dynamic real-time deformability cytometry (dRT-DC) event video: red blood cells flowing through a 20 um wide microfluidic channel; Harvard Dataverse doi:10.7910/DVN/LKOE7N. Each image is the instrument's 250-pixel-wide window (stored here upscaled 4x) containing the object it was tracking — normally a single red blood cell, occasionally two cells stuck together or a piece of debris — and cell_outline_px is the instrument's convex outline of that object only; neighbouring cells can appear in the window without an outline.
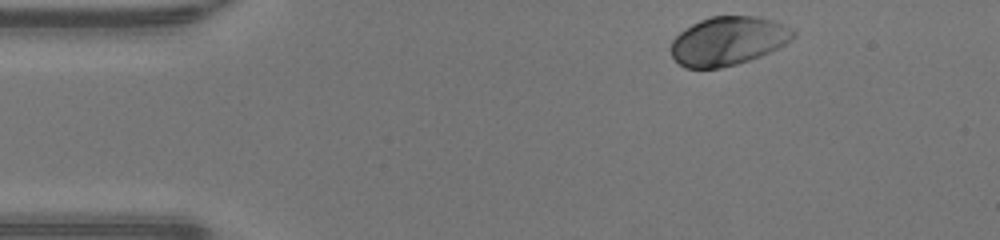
{"species": "human", "species_latin": "Homo sapiens", "temperature_condition": "warm", "stored_images_in_passage": 42, "camera_frame_rate_fps": 3000, "um_per_image_px": 0.085, "donor": {"sex": "male"}, "frame": {"image": 1, "passage_image": 1, "time_ms": 0.0, "image_size_px": [1000, 240], "cell_outline_px": [[796, 36], [784, 44], [760, 56], [736, 64], [720, 68], [684, 68], [672, 56], [668, 48], [672, 40], [680, 32], [692, 24], [700, 20], [712, 16], [756, 16], [772, 20], [784, 24], [792, 28], [796, 32]], "centroid_in_image_um": [61.86, 3.48], "position_along_channel_um": 23.1, "area_um2": 34.68}}
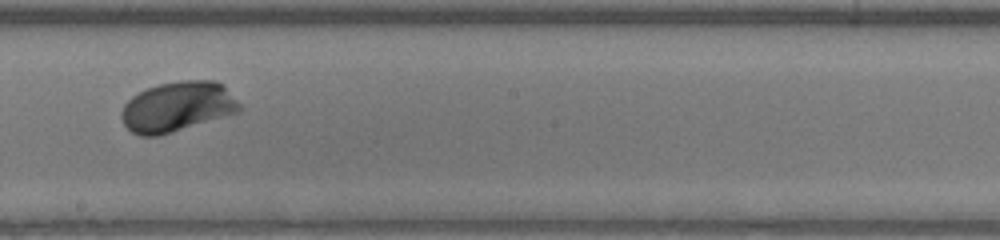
{"frame": {"image": 2, "passage_image": 21, "time_ms": 6.667, "image_size_px": [1000, 240], "cell_outline_px": [[244, 108], [240, 112], [172, 132], [156, 136], [140, 136], [132, 132], [124, 124], [120, 116], [120, 112], [124, 104], [132, 96], [148, 88], [160, 84], [180, 80], [216, 80], [224, 84]], "centroid_in_image_um": [15.12, 9.06], "position_along_channel_um": 233.1, "area_um2": 34.68}}
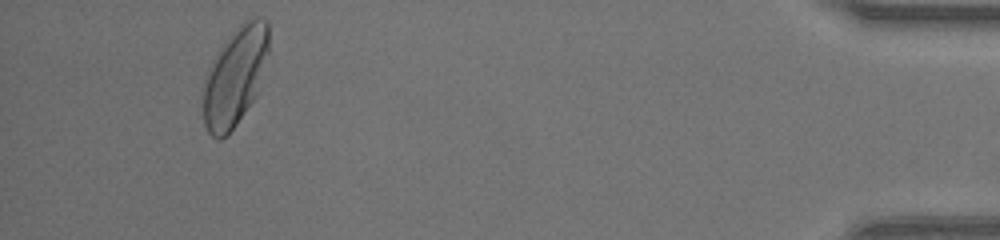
{"frame": {"image": 3, "passage_image": 39, "time_ms": 12.667, "image_size_px": [1000, 240], "cell_outline_px": [[268, 52], [256, 96], [228, 136], [220, 140], [216, 140], [208, 132], [204, 124], [200, 96], [204, 80], [208, 68], [216, 52], [228, 36], [244, 20], [256, 16], [260, 16], [268, 20]], "centroid_in_image_um": [19.93, 6.52], "position_along_channel_um": 415.3, "area_um2": 38.38}, "authors_computed_cell_mechanics": {"area_um2": 34.2465, "velocity_mm_per_s": 4.2873, "shape_relaxation_time_tau1_ms": 1.2098, "shape_relaxation_time_tau2_ms": null, "deformation_change_tau1": 0.1204, "deformation_change_tau2": null}}